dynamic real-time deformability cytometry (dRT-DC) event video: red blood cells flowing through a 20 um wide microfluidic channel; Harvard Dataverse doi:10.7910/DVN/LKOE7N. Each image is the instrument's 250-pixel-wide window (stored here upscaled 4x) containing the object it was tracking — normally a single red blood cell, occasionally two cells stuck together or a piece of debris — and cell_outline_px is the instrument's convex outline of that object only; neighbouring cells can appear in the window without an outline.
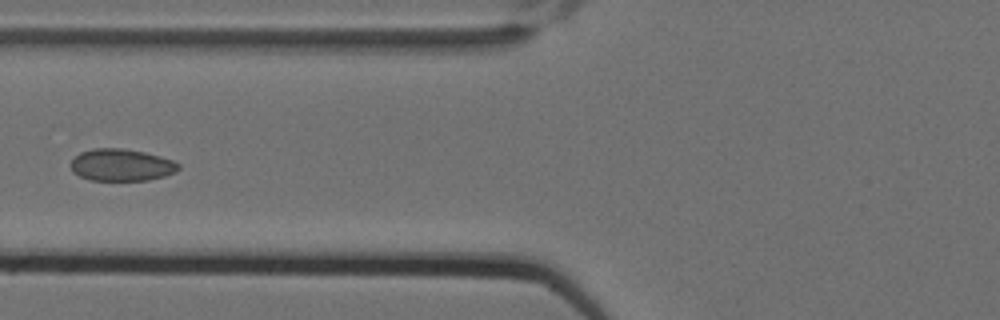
{"species": "Egyptian fruit bat (a non-hibernating species)", "species_latin": "Rousettus aegyptiacus", "temperature_condition": "cold", "stored_images_in_passage": 7, "camera_frame_rate_fps": 3000, "um_per_image_px": 0.085, "animal": {"sex": "female"}, "frame": {"image": 1, "passage_image": 7, "time_ms": 2.0, "image_size_px": [1000, 320], "cell_outline_px": [[180, 168], [176, 172], [164, 176], [148, 180], [92, 180], [80, 176], [72, 172], [68, 164], [80, 152], [92, 148], [120, 148], [144, 152], [160, 156], [172, 160], [180, 164]], "centroid_in_image_um": [10.3, 14.02], "position_along_channel_um": 115.5, "area_um2": 20.23}}